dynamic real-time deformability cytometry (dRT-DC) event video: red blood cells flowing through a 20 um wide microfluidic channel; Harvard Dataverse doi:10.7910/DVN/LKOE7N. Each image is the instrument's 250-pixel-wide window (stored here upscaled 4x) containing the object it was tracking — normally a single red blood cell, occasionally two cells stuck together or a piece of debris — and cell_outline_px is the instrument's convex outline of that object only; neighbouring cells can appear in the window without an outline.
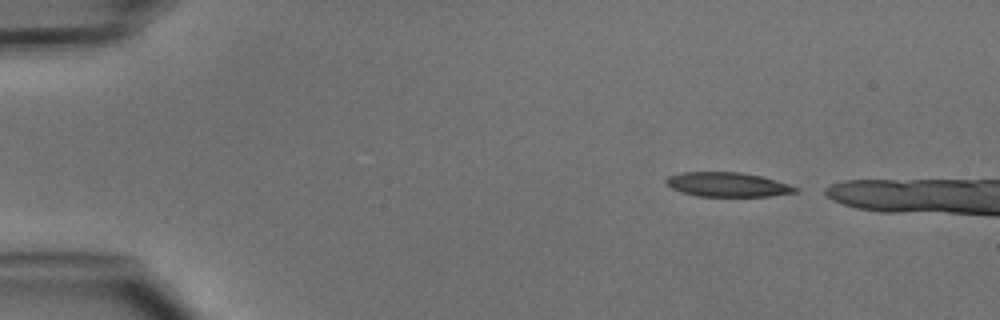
{"species": "common noctule bat (a hibernating species)", "species_latin": "Nyctalus noctula", "temperature_condition": "cold", "stored_images_in_passage": 2, "camera_frame_rate_fps": 3000, "um_per_image_px": 0.085, "animal": {"sex": "male", "body_mass_g": 15.6}, "frame": {"image": 1, "passage_image": 1, "time_ms": 0.0, "image_size_px": [1000, 320], "cell_outline_px": [[800, 192], [768, 196], [696, 196], [680, 192], [664, 184], [664, 180], [668, 176], [684, 172], [740, 172], [760, 176], [776, 180], [800, 188]], "centroid_in_image_um": [61.83, 15.69], "position_along_channel_um": 23.2, "area_um2": 18.5}}